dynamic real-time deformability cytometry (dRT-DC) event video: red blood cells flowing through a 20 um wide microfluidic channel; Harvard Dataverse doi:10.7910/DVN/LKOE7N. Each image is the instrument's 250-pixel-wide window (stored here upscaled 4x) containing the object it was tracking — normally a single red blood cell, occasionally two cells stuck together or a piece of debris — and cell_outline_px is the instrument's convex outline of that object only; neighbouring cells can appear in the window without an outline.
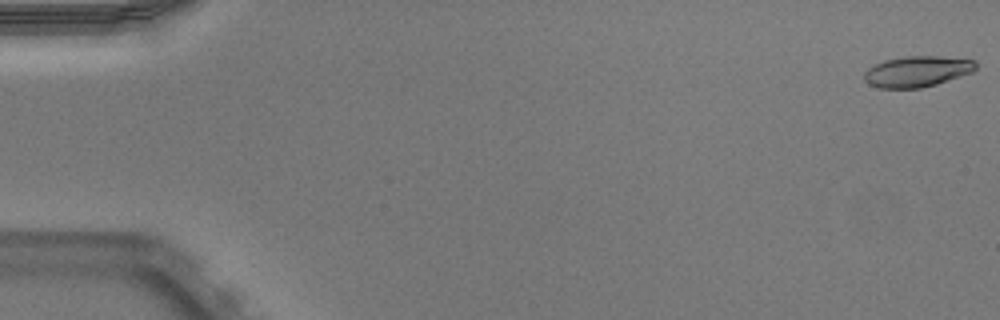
{"species": "Egyptian fruit bat (a non-hibernating species)", "species_latin": "Rousettus aegyptiacus", "temperature_condition": "warm", "stored_images_in_passage": 15, "camera_frame_rate_fps": 3000, "um_per_image_px": 0.085, "animal": {"sex": "male"}, "frame": {"image": 1, "passage_image": 1, "time_ms": 0.0, "image_size_px": [1000, 320], "cell_outline_px": [[976, 68], [972, 72], [936, 84], [920, 88], [880, 88], [868, 84], [864, 80], [864, 72], [868, 68], [884, 60], [904, 56], [940, 56], [976, 60]], "centroid_in_image_um": [77.94, 6.07], "position_along_channel_um": 7.1, "area_um2": 20.06}}
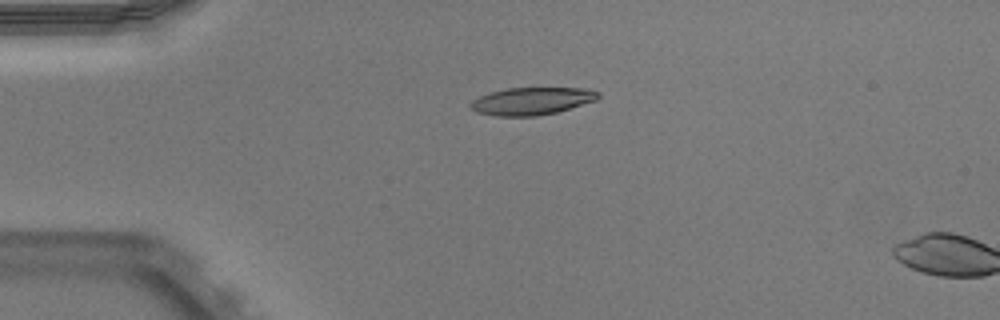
{"frame": {"image": 2, "passage_image": 13, "time_ms": 4.0, "image_size_px": [1000, 320], "cell_outline_px": [[600, 96], [596, 100], [556, 112], [536, 116], [496, 116], [476, 112], [468, 104], [472, 100], [488, 92], [508, 88], [588, 88], [600, 92]], "centroid_in_image_um": [45.19, 8.58], "position_along_channel_um": 39.8, "area_um2": 20.46}}